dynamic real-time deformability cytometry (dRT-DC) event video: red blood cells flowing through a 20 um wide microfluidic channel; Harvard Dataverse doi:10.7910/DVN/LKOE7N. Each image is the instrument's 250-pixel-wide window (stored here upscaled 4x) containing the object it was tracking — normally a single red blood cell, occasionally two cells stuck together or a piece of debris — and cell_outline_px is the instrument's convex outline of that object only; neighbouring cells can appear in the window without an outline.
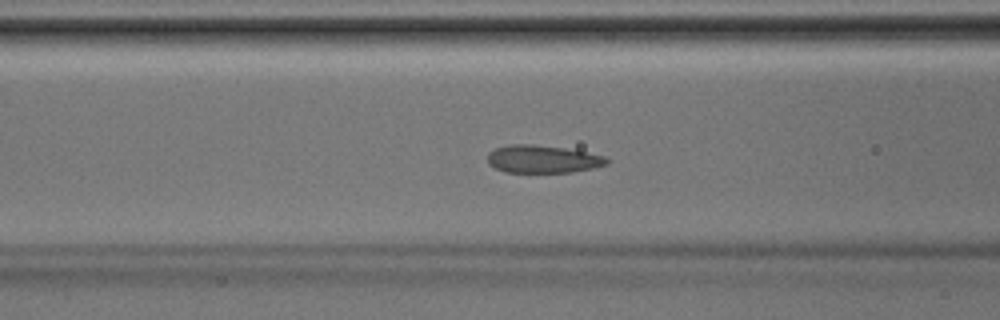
{"species": "Egyptian fruit bat (a non-hibernating species)", "species_latin": "Rousettus aegyptiacus", "temperature_condition": "room temperature", "stored_images_in_passage": 42, "camera_frame_rate_fps": 3000, "um_per_image_px": 0.085, "animal": {"sex": "male"}, "frame": {"image": 1, "passage_image": 17, "time_ms": 5.333, "image_size_px": [1000, 320], "cell_outline_px": [[608, 164], [592, 168], [572, 172], [504, 172], [488, 164], [488, 152], [496, 148], [512, 144], [532, 144], [564, 148], [604, 156], [608, 160]], "centroid_in_image_um": [46.1, 13.52], "position_along_channel_um": 120.5, "area_um2": 19.07}}
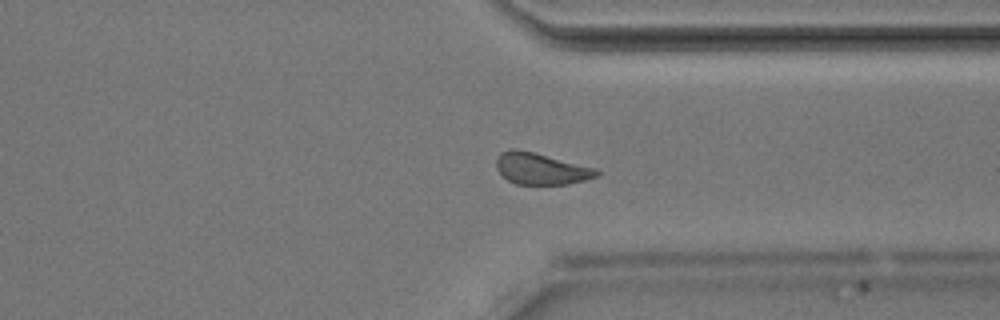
{"frame": {"image": 2, "passage_image": 32, "time_ms": 10.333, "image_size_px": [1000, 320], "cell_outline_px": [[600, 172], [596, 176], [584, 180], [568, 184], [516, 184], [508, 180], [496, 168], [496, 160], [500, 152], [512, 148], [516, 148], [596, 168]], "centroid_in_image_um": [45.95, 14.33], "position_along_channel_um": 365.4, "area_um2": 18.21}}
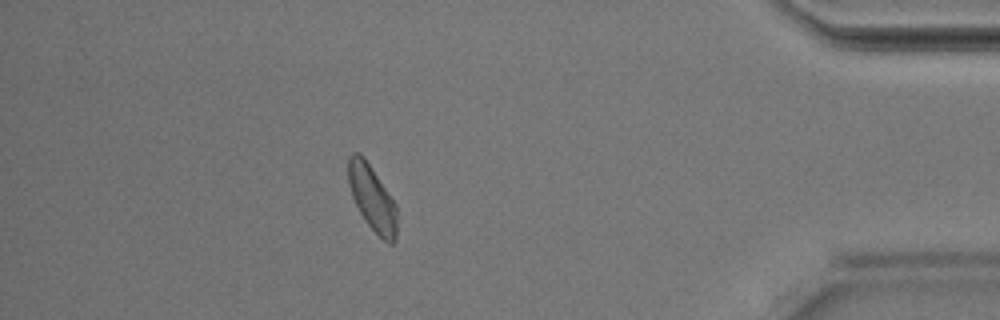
{"frame": {"image": 3, "passage_image": 37, "time_ms": 12.0, "image_size_px": [1000, 320], "cell_outline_px": [[396, 240], [392, 244], [388, 244], [364, 220], [352, 196], [348, 184], [348, 156], [352, 152], [360, 152], [364, 156], [396, 204]], "centroid_in_image_um": [31.62, 16.8], "position_along_channel_um": 403.6, "area_um2": 18.5}}